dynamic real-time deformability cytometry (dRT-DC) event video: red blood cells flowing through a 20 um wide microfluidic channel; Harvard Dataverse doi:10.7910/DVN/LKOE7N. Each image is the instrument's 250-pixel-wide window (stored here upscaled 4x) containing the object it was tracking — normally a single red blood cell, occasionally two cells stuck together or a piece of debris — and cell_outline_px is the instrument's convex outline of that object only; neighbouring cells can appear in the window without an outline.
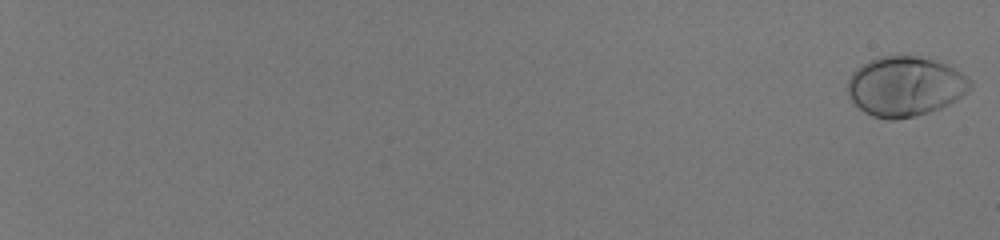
{"species": "human", "species_latin": "Homo sapiens", "temperature_condition": "room temperature", "stored_images_in_passage": 59, "camera_frame_rate_fps": 3000, "um_per_image_px": 0.085, "donor": {"sex": "male"}, "frame": {"image": 1, "passage_image": 1, "time_ms": 0.0, "image_size_px": [1000, 240], "cell_outline_px": [[972, 88], [968, 92], [956, 100], [940, 108], [916, 116], [896, 120], [888, 120], [872, 116], [864, 112], [848, 96], [848, 80], [852, 72], [856, 68], [868, 60], [880, 56], [916, 56], [932, 60], [944, 64], [960, 72], [972, 80]], "centroid_in_image_um": [76.93, 7.35], "position_along_channel_um": 8.1, "area_um2": 42.71}}
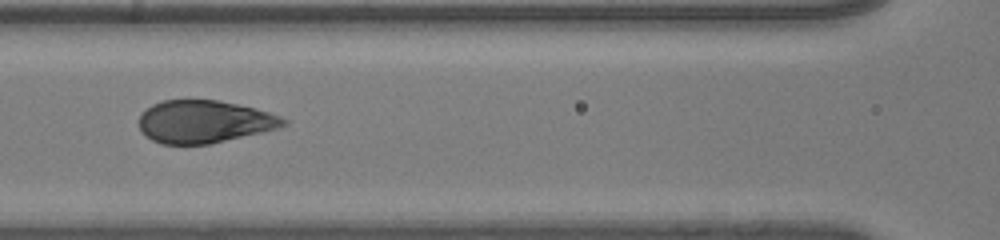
{"frame": {"image": 2, "passage_image": 34, "time_ms": 11.0, "image_size_px": [1000, 240], "cell_outline_px": [[288, 124], [276, 128], [260, 132], [208, 144], [160, 144], [152, 140], [140, 128], [140, 112], [152, 104], [164, 100], [216, 100], [236, 104], [268, 112], [280, 116], [288, 120]], "centroid_in_image_um": [17.32, 10.33], "position_along_channel_um": 149.3, "area_um2": 35.37}}
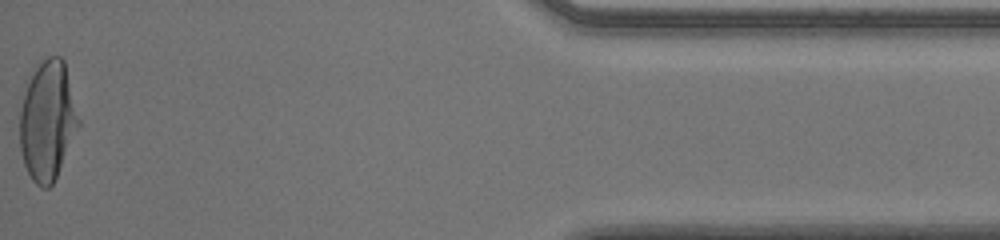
{"frame": {"image": 3, "passage_image": 59, "time_ms": 19.333, "image_size_px": [1000, 240], "cell_outline_px": [[80, 124], [56, 176], [52, 184], [48, 188], [40, 188], [32, 180], [24, 164], [20, 152], [20, 112], [24, 96], [28, 84], [36, 68], [48, 56], [60, 56], [64, 60], [80, 120]], "centroid_in_image_um": [4.05, 10.29], "position_along_channel_um": 431.2, "area_um2": 40.29}, "authors_computed_cell_mechanics": {"area_um2": 38.7838, "velocity_mm_per_s": 4.0391, "shape_relaxation_time_tau1_ms": 3.6444, "shape_relaxation_time_tau2_ms": null, "deformation_change_tau1": 0.2062, "deformation_change_tau2": null}}